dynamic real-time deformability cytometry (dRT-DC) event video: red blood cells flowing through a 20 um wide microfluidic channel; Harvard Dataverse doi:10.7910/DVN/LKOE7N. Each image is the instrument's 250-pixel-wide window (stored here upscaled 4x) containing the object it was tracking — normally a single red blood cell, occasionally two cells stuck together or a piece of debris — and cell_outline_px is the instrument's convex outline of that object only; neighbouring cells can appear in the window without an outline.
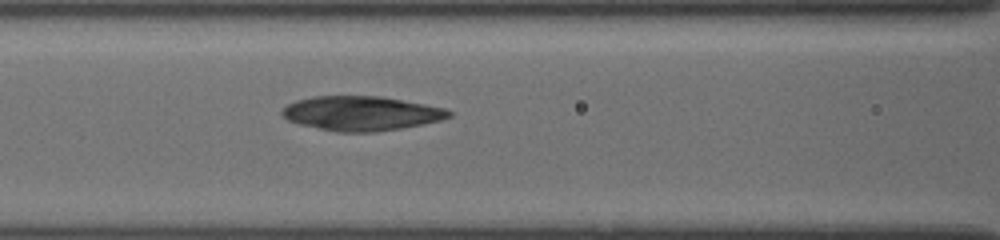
{"species": "common noctule bat (a hibernating species)", "species_latin": "Nyctalus noctula", "temperature_condition": "cold", "stored_images_in_passage": 75, "camera_frame_rate_fps": 3000, "um_per_image_px": 0.085, "animal": {"sex": "female", "body_mass_g": 19.5, "forearm_length_mm": 54.1}, "frame": {"image": 1, "passage_image": 24, "time_ms": 8.333, "image_size_px": [1000, 240], "cell_outline_px": [[452, 116], [440, 120], [424, 124], [400, 128], [372, 132], [340, 132], [300, 124], [288, 120], [280, 112], [280, 108], [296, 100], [312, 96], [380, 96], [448, 108], [452, 112]], "centroid_in_image_um": [30.72, 9.62], "position_along_channel_um": 135.9, "area_um2": 33.47}}
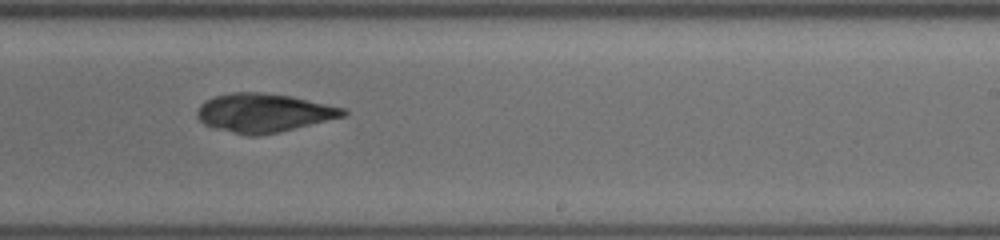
{"frame": {"image": 2, "passage_image": 40, "time_ms": 11.667, "image_size_px": [1000, 240], "cell_outline_px": [[348, 112], [344, 116], [260, 136], [248, 136], [212, 128], [204, 124], [196, 116], [196, 112], [200, 104], [204, 100], [216, 96], [232, 92], [260, 92], [292, 96], [348, 108]], "centroid_in_image_um": [22.39, 9.58], "position_along_channel_um": 266.6, "area_um2": 33.06}}
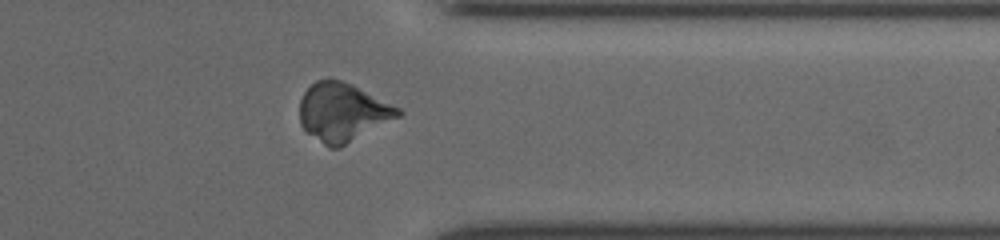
{"frame": {"image": 3, "passage_image": 58, "time_ms": 14.667, "image_size_px": [1000, 240], "cell_outline_px": [[404, 112], [400, 116], [340, 148], [328, 148], [308, 132], [300, 124], [300, 100], [304, 92], [316, 80], [344, 80], [400, 108]], "centroid_in_image_um": [29.14, 9.55], "position_along_channel_um": 382.3, "area_um2": 33.35}}